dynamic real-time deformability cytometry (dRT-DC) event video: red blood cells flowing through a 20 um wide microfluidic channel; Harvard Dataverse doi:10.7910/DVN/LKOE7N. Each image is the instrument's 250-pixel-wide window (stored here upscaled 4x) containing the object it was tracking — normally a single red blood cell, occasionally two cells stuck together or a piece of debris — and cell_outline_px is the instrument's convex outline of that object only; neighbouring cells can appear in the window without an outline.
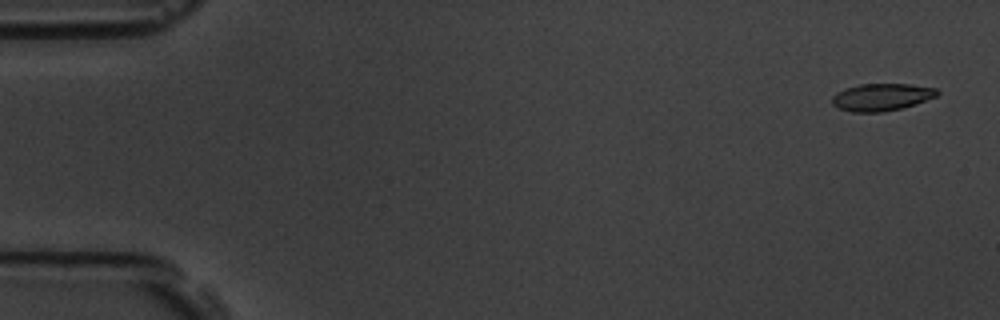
{"species": "common noctule bat (a hibernating species)", "species_latin": "Nyctalus noctula", "temperature_condition": "room temperature", "stored_images_in_passage": 15, "camera_frame_rate_fps": 3000, "um_per_image_px": 0.085, "animal": {"sex": "male", "body_mass_g": 19.5, "forearm_length_mm": 54.6}, "frame": {"image": 1, "passage_image": 1, "time_ms": 0.0, "image_size_px": [1000, 320], "cell_outline_px": [[940, 92], [936, 96], [900, 108], [884, 112], [852, 112], [840, 108], [832, 104], [832, 96], [836, 92], [844, 88], [860, 84], [908, 84], [936, 88]], "centroid_in_image_um": [74.88, 8.24], "position_along_channel_um": 10.1, "area_um2": 16.53}}
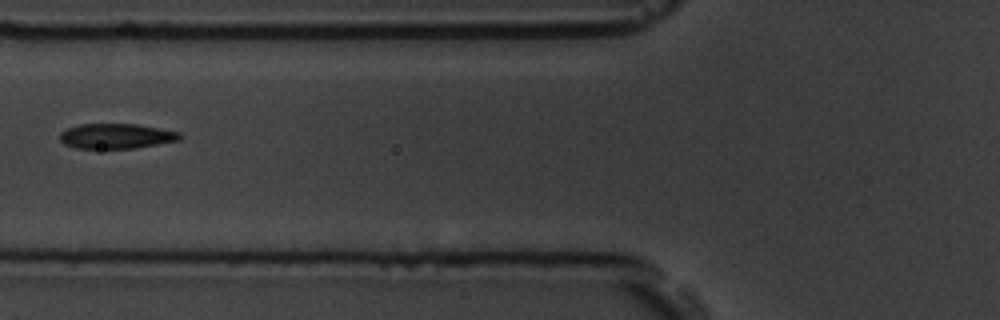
{"frame": {"image": 2, "passage_image": 6, "time_ms": 1.667, "image_size_px": [1000, 320], "cell_outline_px": [[180, 140], [136, 148], [76, 148], [64, 144], [60, 140], [60, 132], [68, 128], [80, 124], [136, 124], [160, 128], [180, 132]], "centroid_in_image_um": [9.88, 11.57], "position_along_channel_um": 115.9, "area_um2": 17.46}}
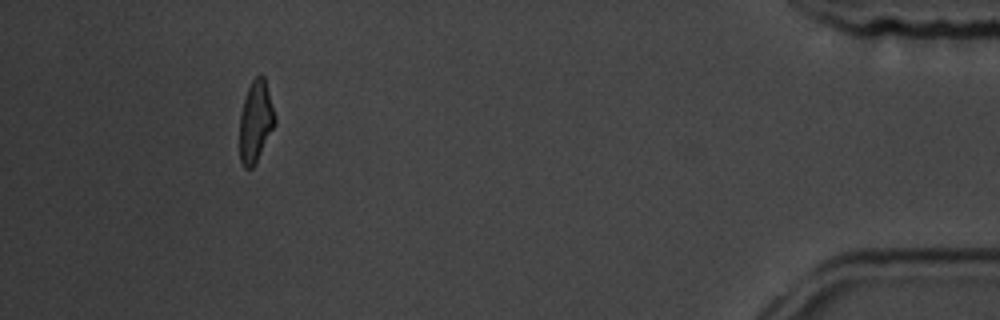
{"frame": {"image": 3, "passage_image": 14, "time_ms": 4.333, "image_size_px": [1000, 320], "cell_outline_px": [[276, 124], [252, 168], [244, 168], [240, 160], [240, 112], [248, 88], [252, 80], [260, 72], [264, 76], [276, 116]], "centroid_in_image_um": [21.74, 10.29], "position_along_channel_um": 413.5, "area_um2": 16.7}}